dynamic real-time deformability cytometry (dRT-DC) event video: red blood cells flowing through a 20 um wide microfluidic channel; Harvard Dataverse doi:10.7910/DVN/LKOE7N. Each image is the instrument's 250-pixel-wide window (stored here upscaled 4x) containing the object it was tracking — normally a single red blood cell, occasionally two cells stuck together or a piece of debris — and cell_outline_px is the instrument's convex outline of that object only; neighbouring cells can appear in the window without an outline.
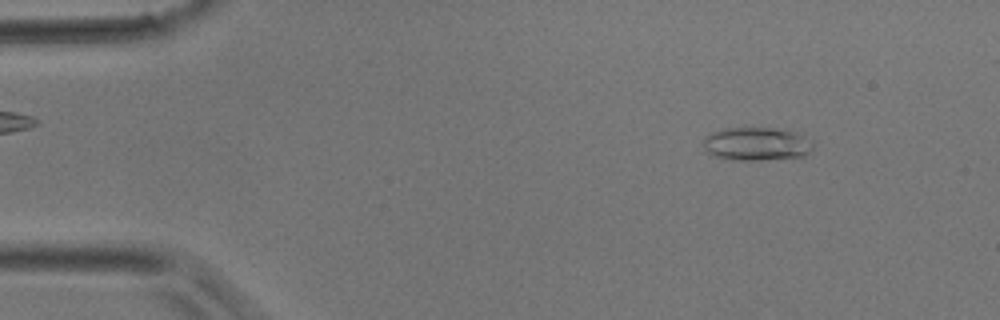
{"species": "common noctule bat (a hibernating species)", "species_latin": "Nyctalus noctula", "temperature_condition": "room temperature", "stored_images_in_passage": 39, "camera_frame_rate_fps": 3000, "um_per_image_px": 0.085, "animal": {"sex": "male", "body_mass_g": 17.9}, "frame": {"image": 1, "passage_image": 4, "time_ms": 1.0, "image_size_px": [1000, 320], "cell_outline_px": [[812, 148], [804, 156], [760, 160], [728, 160], [712, 156], [704, 152], [704, 136], [708, 132], [720, 128], [784, 128], [796, 132], [812, 144]], "centroid_in_image_um": [64.19, 12.23], "position_along_channel_um": 20.8, "area_um2": 21.62}}
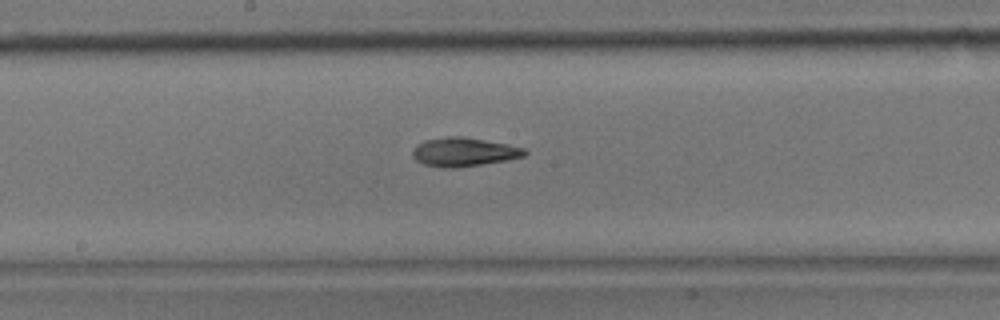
{"frame": {"image": 2, "passage_image": 20, "time_ms": 6.333, "image_size_px": [1000, 320], "cell_outline_px": [[528, 152], [524, 156], [508, 160], [484, 164], [456, 168], [440, 168], [424, 164], [416, 160], [412, 156], [412, 152], [416, 144], [424, 140], [448, 136], [460, 136], [508, 144], [524, 148]], "centroid_in_image_um": [39.41, 12.92], "position_along_channel_um": 208.8, "area_um2": 18.96}}
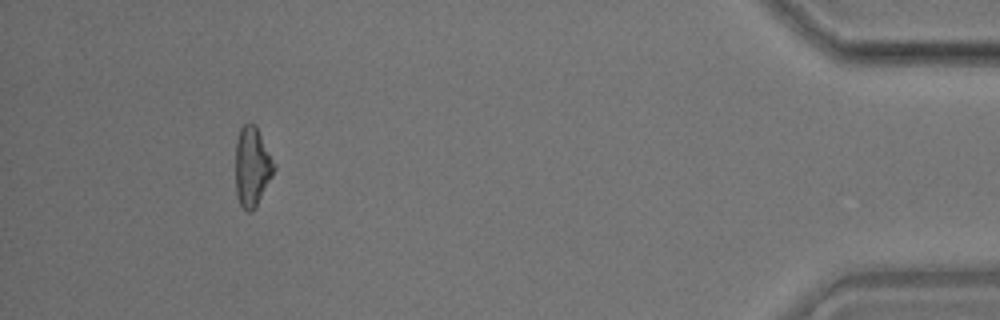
{"frame": {"image": 3, "passage_image": 36, "time_ms": 11.667, "image_size_px": [1000, 320], "cell_outline_px": [[276, 168], [256, 208], [252, 212], [248, 212], [240, 204], [236, 196], [236, 144], [240, 128], [248, 120], [252, 120], [256, 124], [276, 164]], "centroid_in_image_um": [21.45, 14.13], "position_along_channel_um": 413.8, "area_um2": 18.26}}